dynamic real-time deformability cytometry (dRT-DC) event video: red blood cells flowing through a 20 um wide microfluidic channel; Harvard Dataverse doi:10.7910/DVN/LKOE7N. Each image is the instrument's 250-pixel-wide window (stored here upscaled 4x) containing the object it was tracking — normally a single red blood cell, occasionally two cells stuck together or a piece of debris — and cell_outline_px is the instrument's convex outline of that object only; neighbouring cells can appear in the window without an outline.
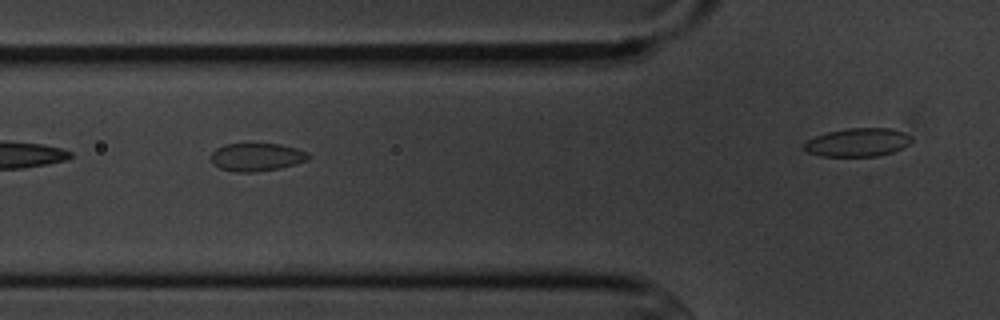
{"species": "common noctule bat (a hibernating species)", "species_latin": "Nyctalus noctula", "temperature_condition": "cold", "stored_images_in_passage": 4, "camera_frame_rate_fps": 3000, "um_per_image_px": 0.085, "animal": {"sex": "male", "body_mass_g": 20.1, "forearm_length_mm": 53.5}, "frame": {"image": 1, "passage_image": 2, "time_ms": 1.333, "image_size_px": [1000, 320], "cell_outline_px": [[308, 160], [296, 164], [280, 168], [252, 172], [236, 172], [220, 168], [212, 164], [212, 152], [216, 148], [224, 144], [248, 140], [280, 144], [296, 148], [308, 152]], "centroid_in_image_um": [21.78, 13.29], "position_along_channel_um": 104.0, "area_um2": 16.65}}